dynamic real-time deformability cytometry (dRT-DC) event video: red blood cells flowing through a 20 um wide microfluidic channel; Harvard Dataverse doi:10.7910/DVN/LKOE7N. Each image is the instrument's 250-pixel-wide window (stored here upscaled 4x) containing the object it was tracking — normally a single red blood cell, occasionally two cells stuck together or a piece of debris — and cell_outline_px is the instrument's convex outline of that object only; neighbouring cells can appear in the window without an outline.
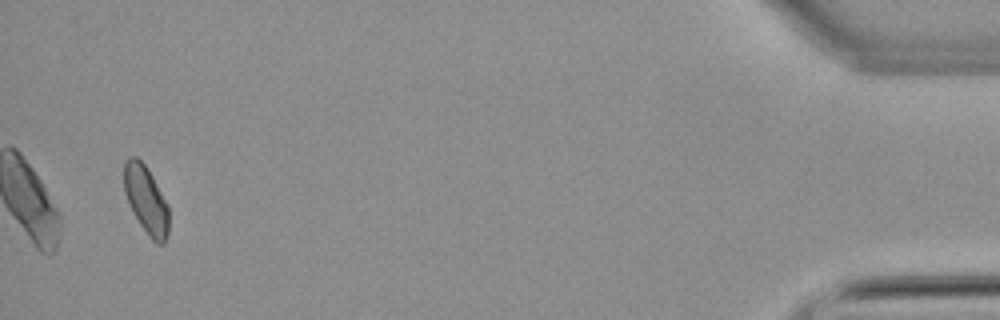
{"species": "common noctule bat (a hibernating species)", "species_latin": "Nyctalus noctula", "temperature_condition": "warm", "stored_images_in_passage": 51, "camera_frame_rate_fps": 3000, "um_per_image_px": 0.085, "animal": {"sex": "male", "body_mass_g": 21.5, "forearm_length_mm": 52.0}, "frame": {"image": 1, "passage_image": 49, "time_ms": 16.0, "image_size_px": [1000, 320], "cell_outline_px": [[168, 236], [164, 244], [156, 244], [148, 236], [140, 224], [124, 192], [124, 160], [128, 156], [136, 156], [144, 164], [152, 176], [168, 204]], "centroid_in_image_um": [12.42, 16.98], "position_along_channel_um": 422.8, "area_um2": 17.63}}